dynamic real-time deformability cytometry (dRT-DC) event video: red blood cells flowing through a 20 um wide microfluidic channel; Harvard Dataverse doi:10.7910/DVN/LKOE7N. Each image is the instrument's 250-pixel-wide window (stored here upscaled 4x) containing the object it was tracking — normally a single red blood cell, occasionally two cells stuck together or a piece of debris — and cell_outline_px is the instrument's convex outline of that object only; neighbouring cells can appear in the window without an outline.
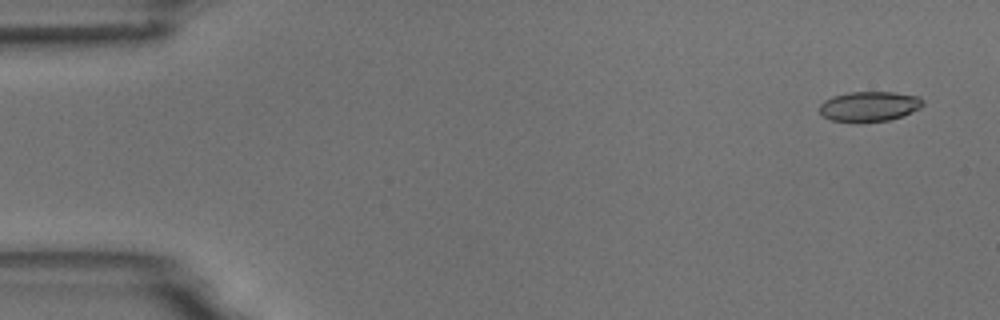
{"species": "common noctule bat (a hibernating species)", "species_latin": "Nyctalus noctula", "temperature_condition": "room temperature", "stored_images_in_passage": 7, "camera_frame_rate_fps": 3000, "um_per_image_px": 0.085, "animal": {"sex": "male", "body_mass_g": 18.8}, "frame": {"image": 1, "passage_image": 1, "time_ms": 0.0, "image_size_px": [1000, 320], "cell_outline_px": [[924, 104], [920, 108], [912, 112], [888, 120], [860, 124], [832, 120], [824, 116], [820, 112], [820, 104], [824, 100], [832, 96], [848, 92], [892, 92], [920, 96], [924, 100]], "centroid_in_image_um": [73.89, 9.05], "position_along_channel_um": 11.1, "area_um2": 18.44}}
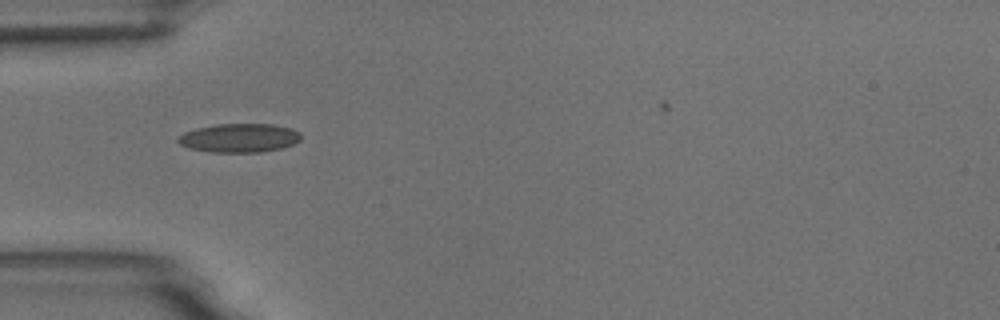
{"frame": {"image": 2, "passage_image": 5, "time_ms": 4.667, "image_size_px": [1000, 320], "cell_outline_px": [[300, 140], [292, 144], [280, 148], [260, 152], [212, 152], [188, 148], [180, 144], [176, 140], [176, 136], [184, 132], [196, 128], [216, 124], [272, 124], [292, 128], [300, 132]], "centroid_in_image_um": [20.3, 11.72], "position_along_channel_um": 64.7, "area_um2": 20.69}}